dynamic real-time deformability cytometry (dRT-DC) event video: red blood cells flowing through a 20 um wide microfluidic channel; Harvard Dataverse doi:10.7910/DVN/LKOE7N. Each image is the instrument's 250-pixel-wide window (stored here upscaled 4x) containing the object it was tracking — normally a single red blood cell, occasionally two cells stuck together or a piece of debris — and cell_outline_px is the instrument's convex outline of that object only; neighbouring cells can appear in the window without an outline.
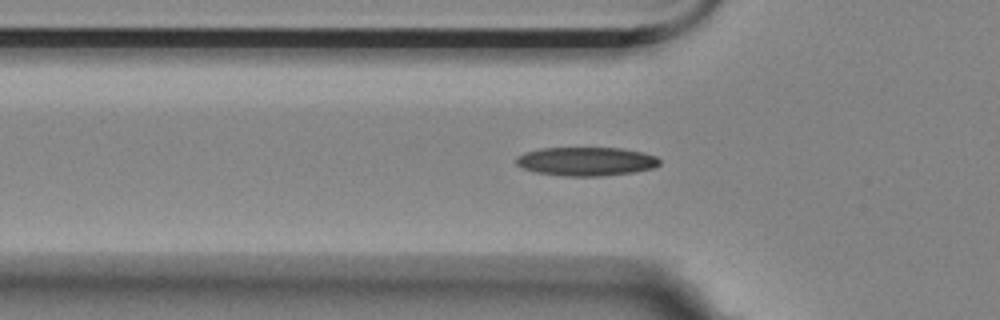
{"species": "Egyptian fruit bat (a non-hibernating species)", "species_latin": "Rousettus aegyptiacus", "temperature_condition": "room temperature", "stored_images_in_passage": 33, "camera_frame_rate_fps": 3000, "um_per_image_px": 0.085, "animal": {"sex": "female"}, "frame": {"image": 1, "passage_image": 10, "time_ms": 3.0, "image_size_px": [1000, 320], "cell_outline_px": [[660, 164], [652, 168], [636, 172], [604, 176], [564, 176], [536, 172], [524, 168], [516, 164], [516, 156], [524, 152], [540, 148], [624, 148], [656, 156], [660, 160]], "centroid_in_image_um": [49.82, 13.72], "position_along_channel_um": 76.0, "area_um2": 24.1}}
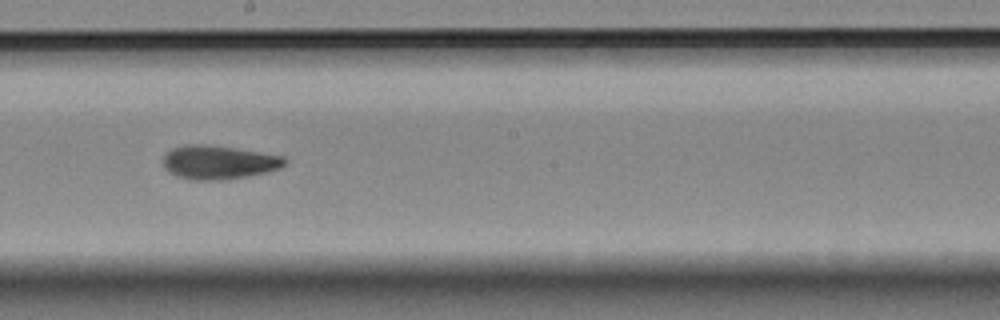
{"frame": {"image": 2, "passage_image": 23, "time_ms": 7.333, "image_size_px": [1000, 320], "cell_outline_px": [[288, 160], [280, 168], [264, 172], [244, 176], [216, 180], [192, 180], [168, 172], [164, 168], [164, 156], [172, 148], [184, 144], [204, 144], [236, 148], [284, 156]], "centroid_in_image_um": [18.57, 13.77], "position_along_channel_um": 229.6, "area_um2": 23.64}}
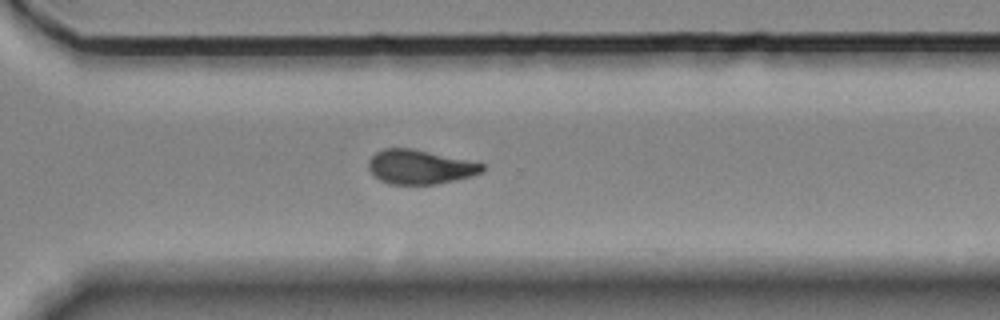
{"frame": {"image": 3, "passage_image": 32, "time_ms": 10.333, "image_size_px": [1000, 320], "cell_outline_px": [[484, 168], [480, 172], [472, 176], [456, 180], [436, 184], [388, 184], [380, 180], [368, 168], [368, 160], [376, 152], [384, 148], [412, 148], [484, 164]], "centroid_in_image_um": [35.66, 14.19], "position_along_channel_um": 334.9, "area_um2": 22.48}}